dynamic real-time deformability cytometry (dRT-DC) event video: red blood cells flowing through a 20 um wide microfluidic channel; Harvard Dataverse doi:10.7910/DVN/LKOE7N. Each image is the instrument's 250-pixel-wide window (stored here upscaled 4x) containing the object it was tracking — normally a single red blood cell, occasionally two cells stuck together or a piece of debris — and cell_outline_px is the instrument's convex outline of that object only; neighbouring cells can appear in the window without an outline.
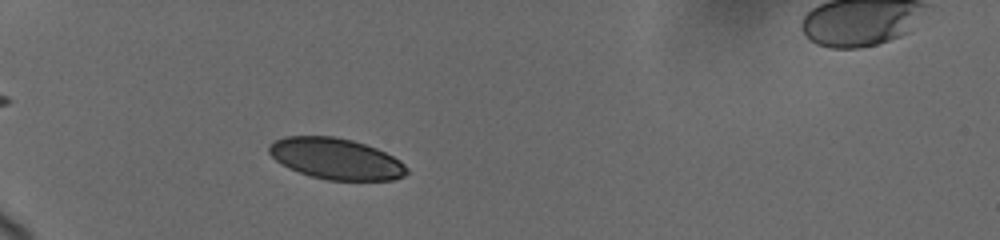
{"species": "human", "species_latin": "Homo sapiens", "temperature_condition": "cold", "stored_images_in_passage": 30, "camera_frame_rate_fps": 3000, "um_per_image_px": 0.085, "donor": {"sex": "female"}, "frame": {"image": 1, "passage_image": 3, "time_ms": 1.333, "image_size_px": [1000, 240], "cell_outline_px": [[408, 172], [404, 176], [392, 180], [328, 180], [312, 176], [288, 168], [276, 160], [268, 152], [268, 144], [284, 136], [336, 136], [352, 140], [376, 148], [400, 160], [408, 168]], "centroid_in_image_um": [28.55, 13.49], "position_along_channel_um": 56.5, "area_um2": 32.95}}
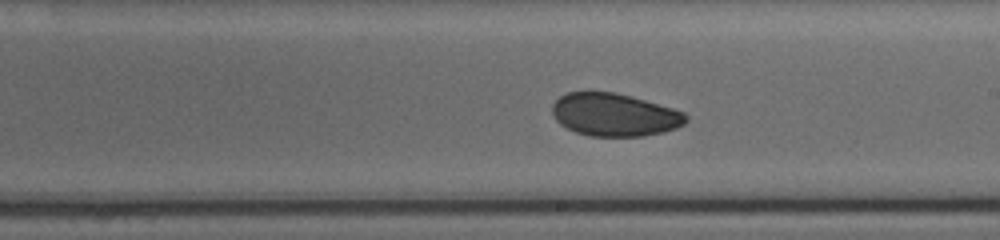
{"frame": {"image": 2, "passage_image": 18, "time_ms": 7.0, "image_size_px": [1000, 240], "cell_outline_px": [[688, 120], [684, 124], [676, 128], [664, 132], [644, 136], [588, 136], [576, 132], [560, 124], [552, 116], [552, 104], [560, 96], [568, 92], [588, 88], [612, 92], [632, 96], [672, 108], [684, 112], [688, 116]], "centroid_in_image_um": [52.19, 9.72], "position_along_channel_um": 236.8, "area_um2": 34.1}}
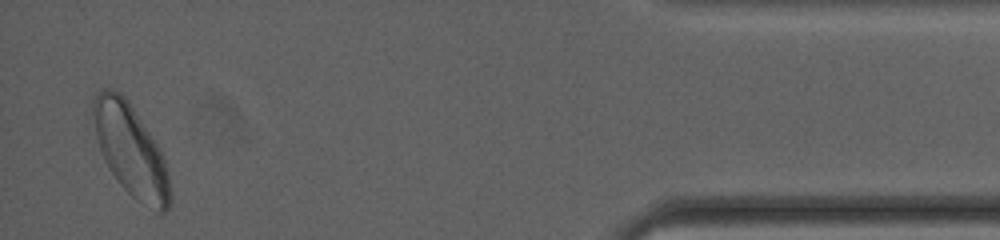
{"frame": {"image": 3, "passage_image": 30, "time_ms": 13.667, "image_size_px": [1000, 240], "cell_outline_px": [[172, 200], [168, 208], [164, 212], [160, 212], [136, 200], [116, 180], [104, 160], [100, 152], [96, 136], [92, 112], [92, 100], [96, 92], [100, 88], [112, 88], [120, 92], [128, 100], [160, 148], [168, 172], [172, 196]], "centroid_in_image_um": [11.1, 12.75], "position_along_channel_um": 424.1, "area_um2": 41.27}, "authors_computed_cell_mechanics": {"area_um2": 34.6511, "velocity_mm_per_s": 3.6537, "shape_relaxation_time_tau1_ms": 3.4334, "shape_relaxation_time_tau2_ms": 1.6841, "deformation_change_tau1": 0.0798, "deformation_change_tau2": 0.053}}